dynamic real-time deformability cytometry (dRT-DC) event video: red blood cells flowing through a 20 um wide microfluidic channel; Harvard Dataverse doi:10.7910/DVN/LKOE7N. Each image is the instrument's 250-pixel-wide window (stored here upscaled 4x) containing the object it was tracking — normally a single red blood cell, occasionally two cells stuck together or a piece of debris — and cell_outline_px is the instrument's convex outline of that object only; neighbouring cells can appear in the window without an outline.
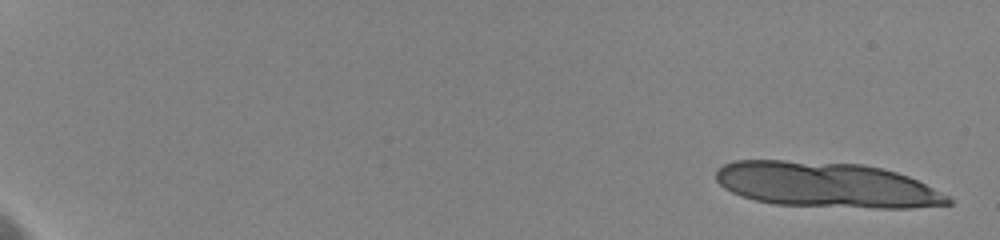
{"species": "human", "species_latin": "Homo sapiens", "temperature_condition": "cold", "stored_images_in_passage": 10, "camera_frame_rate_fps": 3000, "um_per_image_px": 0.085, "donor": {"sex": "female"}, "frame": {"image": 1, "passage_image": 1, "time_ms": 0.0, "image_size_px": [1000, 240], "cell_outline_px": [[956, 200], [952, 204], [912, 208], [876, 208], [776, 204], [756, 200], [732, 192], [724, 188], [716, 180], [716, 168], [724, 164], [736, 160], [784, 160], [864, 164], [896, 172], [908, 176]], "centroid_in_image_um": [70.25, 15.7], "position_along_channel_um": 14.8, "area_um2": 61.21}}